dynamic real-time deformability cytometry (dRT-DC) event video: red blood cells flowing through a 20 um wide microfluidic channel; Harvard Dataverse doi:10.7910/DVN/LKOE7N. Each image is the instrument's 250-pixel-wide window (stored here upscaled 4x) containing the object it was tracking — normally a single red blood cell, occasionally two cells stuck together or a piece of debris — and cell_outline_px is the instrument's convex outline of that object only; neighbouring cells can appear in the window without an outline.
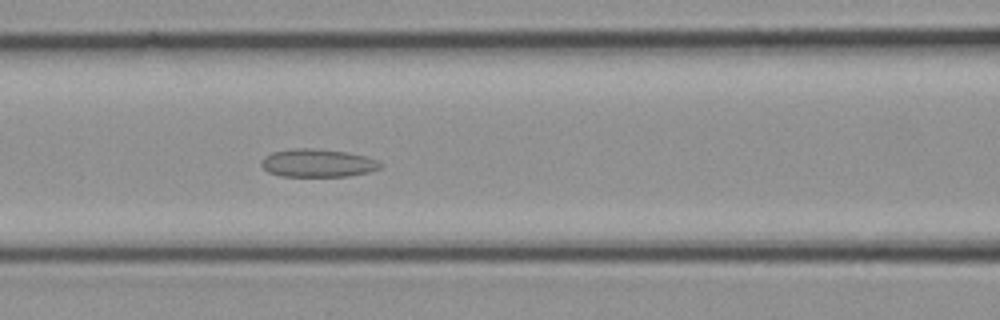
{"species": "common noctule bat (a hibernating species)", "species_latin": "Nyctalus noctula", "temperature_condition": "cold", "stored_images_in_passage": 10, "camera_frame_rate_fps": 3000, "um_per_image_px": 0.085, "animal": {"sex": "female", "body_mass_g": 21.9}, "frame": {"image": 1, "passage_image": 10, "time_ms": 3.0, "image_size_px": [1000, 320], "cell_outline_px": [[384, 164], [380, 168], [368, 172], [348, 176], [280, 176], [268, 172], [260, 164], [264, 156], [272, 152], [292, 148], [316, 148], [348, 152], [380, 160]], "centroid_in_image_um": [27.01, 13.85], "position_along_channel_um": 139.6, "area_um2": 19.65}}